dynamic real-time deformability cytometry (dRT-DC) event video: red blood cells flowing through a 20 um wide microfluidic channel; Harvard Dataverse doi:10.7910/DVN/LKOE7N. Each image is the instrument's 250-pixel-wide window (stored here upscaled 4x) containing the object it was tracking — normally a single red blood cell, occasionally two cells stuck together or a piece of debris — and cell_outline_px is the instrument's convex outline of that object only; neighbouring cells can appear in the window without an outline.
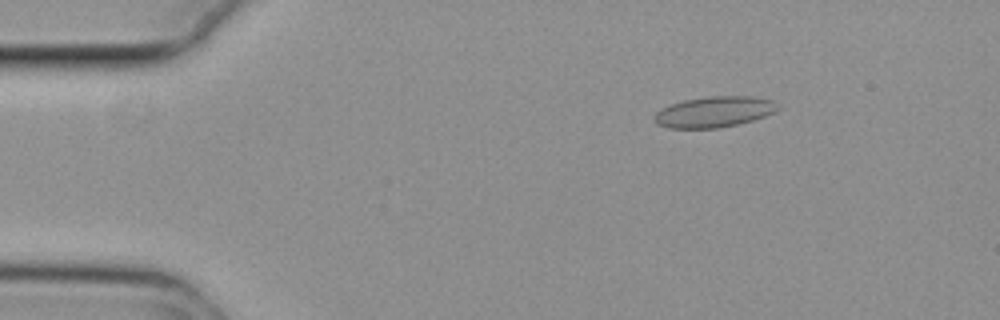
{"species": "common noctule bat (a hibernating species)", "species_latin": "Nyctalus noctula", "temperature_condition": "cold", "stored_images_in_passage": 55, "camera_frame_rate_fps": 3000, "um_per_image_px": 0.085, "animal": {"sex": "female", "body_mass_g": 29.2, "forearm_length_mm": 56.3}, "frame": {"image": 1, "passage_image": 8, "time_ms": 2.333, "image_size_px": [1000, 320], "cell_outline_px": [[780, 108], [776, 112], [752, 120], [720, 128], [668, 128], [656, 124], [652, 120], [652, 116], [660, 108], [684, 100], [708, 96], [752, 96], [772, 100], [780, 104]], "centroid_in_image_um": [60.69, 9.51], "position_along_channel_um": 24.3, "area_um2": 22.43}}
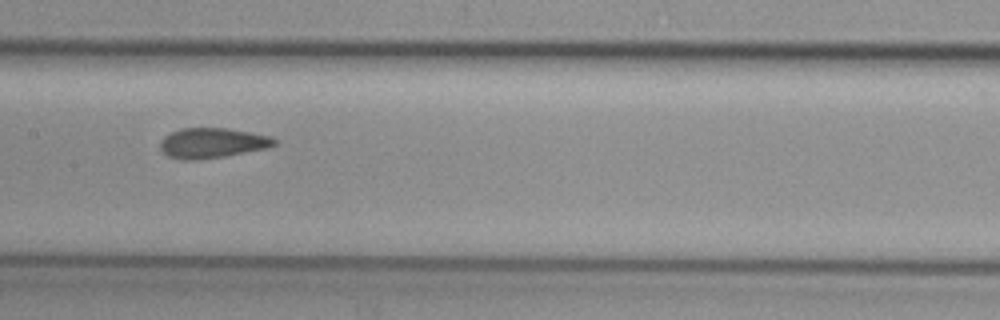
{"frame": {"image": 2, "passage_image": 27, "time_ms": 8.667, "image_size_px": [1000, 320], "cell_outline_px": [[276, 144], [268, 148], [224, 156], [196, 160], [180, 160], [168, 156], [160, 152], [160, 140], [164, 136], [180, 128], [228, 128], [272, 136], [276, 140]], "centroid_in_image_um": [18.01, 12.15], "position_along_channel_um": 189.4, "area_um2": 20.23}}
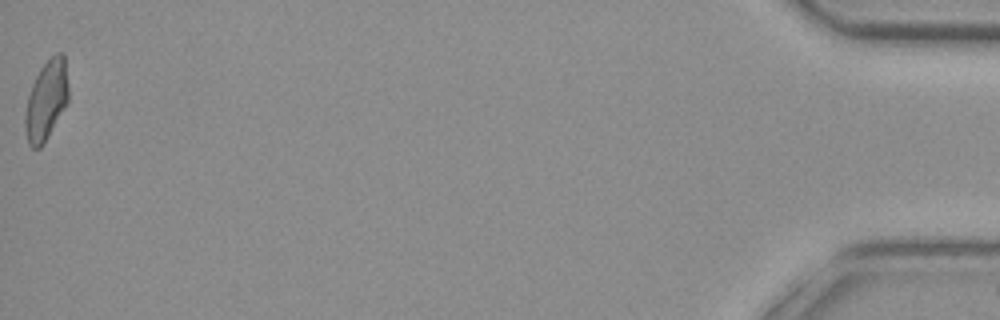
{"frame": {"image": 3, "passage_image": 55, "time_ms": 18.0, "image_size_px": [1000, 320], "cell_outline_px": [[68, 100], [64, 108], [44, 144], [40, 148], [32, 148], [28, 144], [24, 128], [24, 116], [28, 96], [32, 84], [40, 68], [56, 52], [60, 52], [64, 56], [68, 84]], "centroid_in_image_um": [3.92, 8.55], "position_along_channel_um": 431.3, "area_um2": 20.06}, "authors_computed_cell_mechanics": {"area_um2": 20.519, "velocity_mm_per_s": 3.7299, "shape_relaxation_time_tau1_ms": null, "shape_relaxation_time_tau2_ms": 1.3257, "deformation_change_tau1": null, "deformation_change_tau2": 0.0705}}